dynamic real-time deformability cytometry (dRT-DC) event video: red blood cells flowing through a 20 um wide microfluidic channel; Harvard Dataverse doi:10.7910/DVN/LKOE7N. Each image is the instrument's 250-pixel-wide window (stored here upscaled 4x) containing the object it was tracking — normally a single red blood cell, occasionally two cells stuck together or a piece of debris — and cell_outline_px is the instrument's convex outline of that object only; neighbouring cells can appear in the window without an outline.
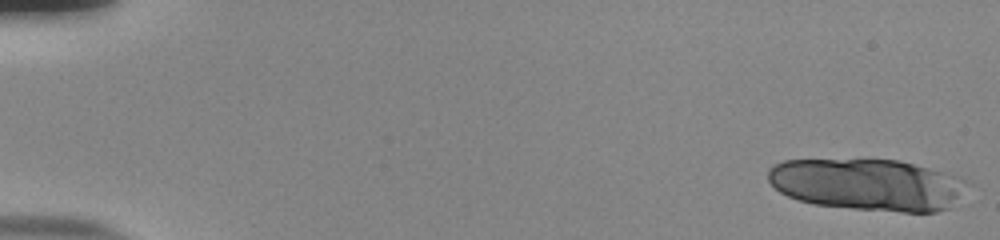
{"species": "human", "species_latin": "Homo sapiens", "temperature_condition": "room temperature", "stored_images_in_passage": 18, "camera_frame_rate_fps": 3000, "um_per_image_px": 0.085, "donor": {"sex": "male"}, "frame": {"image": 1, "passage_image": 1, "time_ms": 0.0, "image_size_px": [1000, 240], "cell_outline_px": [[968, 180], [948, 208], [936, 212], [900, 212], [852, 208], [812, 204], [788, 196], [780, 192], [768, 180], [768, 168], [784, 160], [900, 160], [928, 168]], "centroid_in_image_um": [73.67, 15.69], "position_along_channel_um": 11.3, "area_um2": 59.25}}